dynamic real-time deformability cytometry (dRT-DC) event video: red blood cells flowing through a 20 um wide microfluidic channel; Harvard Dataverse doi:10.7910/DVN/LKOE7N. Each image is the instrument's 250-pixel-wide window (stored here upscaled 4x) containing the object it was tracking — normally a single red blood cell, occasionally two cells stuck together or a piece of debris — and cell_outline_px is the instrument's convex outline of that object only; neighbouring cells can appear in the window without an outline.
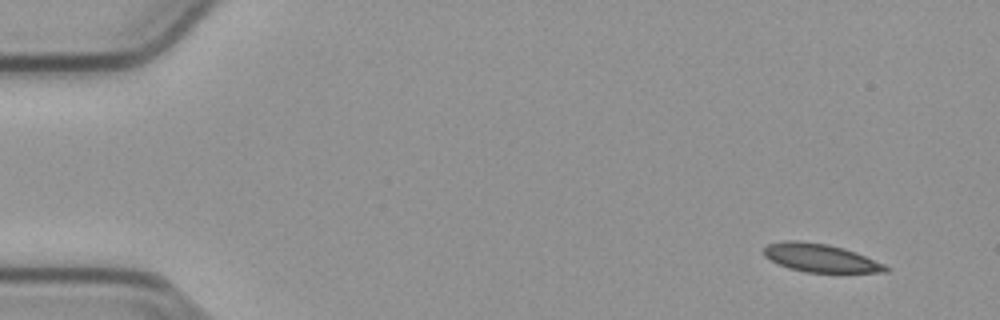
{"species": "common noctule bat (a hibernating species)", "species_latin": "Nyctalus noctula", "temperature_condition": "cold", "stored_images_in_passage": 51, "camera_frame_rate_fps": 3000, "um_per_image_px": 0.085, "animal": {"sex": "male", "body_mass_g": 23.1, "forearm_length_mm": 52.7}, "frame": {"image": 1, "passage_image": 1, "time_ms": 0.0, "image_size_px": [1000, 320], "cell_outline_px": [[888, 272], [804, 272], [788, 268], [764, 256], [764, 248], [768, 244], [784, 240], [800, 240], [828, 244], [844, 248], [856, 252], [884, 264], [888, 268]], "centroid_in_image_um": [69.72, 21.91], "position_along_channel_um": 15.3, "area_um2": 19.94}}
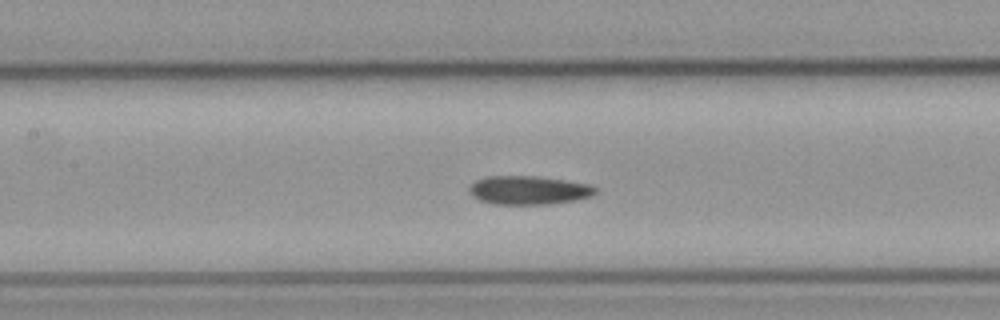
{"frame": {"image": 2, "passage_image": 22, "time_ms": 7.0, "image_size_px": [1000, 320], "cell_outline_px": [[596, 192], [588, 196], [576, 200], [548, 204], [492, 204], [480, 200], [472, 196], [468, 192], [468, 188], [476, 180], [484, 176], [536, 176], [592, 184], [596, 188]], "centroid_in_image_um": [44.9, 16.16], "position_along_channel_um": 162.5, "area_um2": 21.1}}
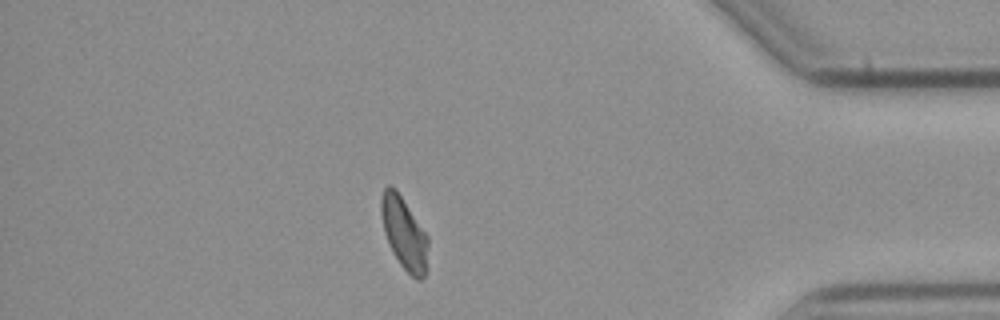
{"frame": {"image": 3, "passage_image": 44, "time_ms": 14.333, "image_size_px": [1000, 320], "cell_outline_px": [[428, 268], [424, 276], [420, 280], [416, 280], [400, 264], [392, 252], [388, 244], [384, 232], [380, 212], [380, 196], [384, 188], [388, 184], [396, 188], [428, 236]], "centroid_in_image_um": [34.35, 19.82], "position_along_channel_um": 400.9, "area_um2": 20.11}, "authors_computed_cell_mechanics": {"area_um2": 20.4034, "velocity_mm_per_s": 3.7915, "shape_relaxation_time_tau1_ms": null, "shape_relaxation_time_tau2_ms": 6.3257, "deformation_change_tau1": null, "deformation_change_tau2": 0.1148}}